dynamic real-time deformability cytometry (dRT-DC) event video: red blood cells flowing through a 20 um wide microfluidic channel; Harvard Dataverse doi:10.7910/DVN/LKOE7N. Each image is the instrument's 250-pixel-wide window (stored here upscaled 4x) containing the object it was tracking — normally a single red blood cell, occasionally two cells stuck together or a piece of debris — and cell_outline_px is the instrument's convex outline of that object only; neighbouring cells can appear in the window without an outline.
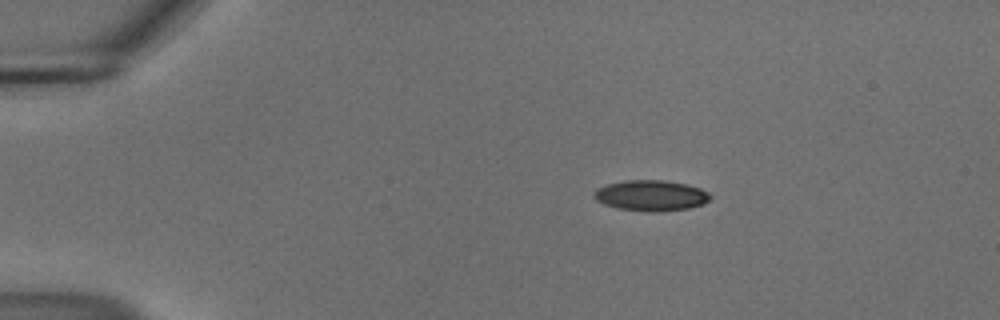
{"species": "common noctule bat (a hibernating species)", "species_latin": "Nyctalus noctula", "temperature_condition": "cold", "stored_images_in_passage": 46, "camera_frame_rate_fps": 3000, "um_per_image_px": 0.085, "animal": {"sex": "male", "body_mass_g": 18.8}, "frame": {"image": 1, "passage_image": 1, "time_ms": 0.0, "image_size_px": [1000, 320], "cell_outline_px": [[712, 196], [704, 204], [688, 208], [656, 212], [648, 212], [620, 208], [604, 204], [596, 200], [592, 196], [596, 188], [608, 184], [624, 180], [664, 180], [688, 184], [700, 188], [708, 192]], "centroid_in_image_um": [55.33, 16.61], "position_along_channel_um": 29.7, "area_um2": 20.87}}
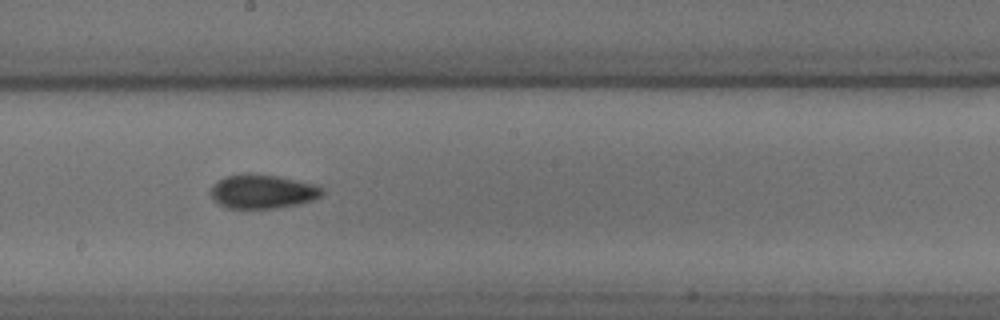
{"frame": {"image": 2, "passage_image": 22, "time_ms": 7.0, "image_size_px": [1000, 320], "cell_outline_px": [[324, 192], [320, 196], [312, 200], [300, 204], [276, 208], [228, 208], [220, 204], [212, 196], [212, 184], [216, 180], [224, 176], [244, 172], [252, 172], [276, 176], [316, 184], [324, 188]], "centroid_in_image_um": [22.32, 16.25], "position_along_channel_um": 225.9, "area_um2": 22.31}}
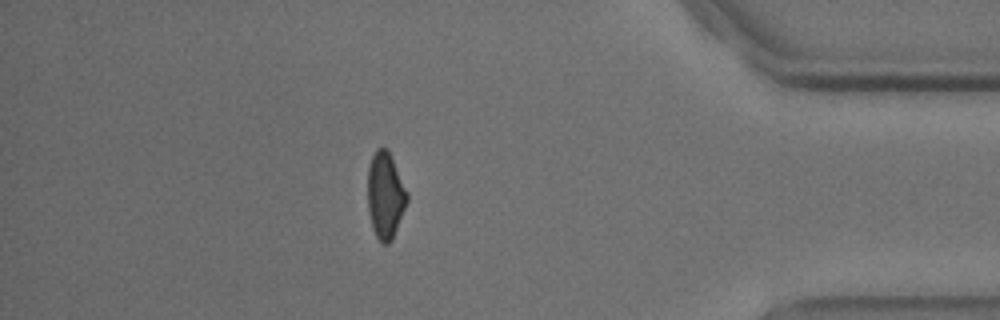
{"frame": {"image": 3, "passage_image": 39, "time_ms": 12.667, "image_size_px": [1000, 320], "cell_outline_px": [[408, 200], [392, 240], [388, 244], [384, 244], [376, 236], [372, 228], [368, 208], [368, 168], [372, 156], [376, 148], [384, 148], [388, 152], [408, 192]], "centroid_in_image_um": [32.75, 16.63], "position_along_channel_um": 402.5, "area_um2": 19.54}, "authors_computed_cell_mechanics": {"area_um2": 20.4901, "velocity_mm_per_s": 3.7118, "shape_relaxation_time_tau1_ms": 5.826, "shape_relaxation_time_tau2_ms": 8.0249, "deformation_change_tau1": 0.1239, "deformation_change_tau2": 0.1164}}